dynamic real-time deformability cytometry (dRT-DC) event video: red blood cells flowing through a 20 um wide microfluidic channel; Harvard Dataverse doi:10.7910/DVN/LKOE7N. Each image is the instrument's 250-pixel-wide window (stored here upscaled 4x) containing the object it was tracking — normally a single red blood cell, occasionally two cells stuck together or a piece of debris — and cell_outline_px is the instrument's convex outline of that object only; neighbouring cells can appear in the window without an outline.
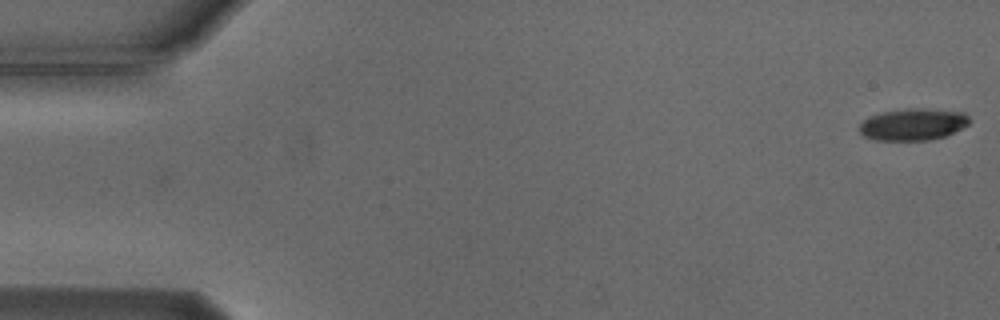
{"species": "Egyptian fruit bat (a non-hibernating species)", "species_latin": "Rousettus aegyptiacus", "temperature_condition": "cold", "stored_images_in_passage": 55, "camera_frame_rate_fps": 3000, "um_per_image_px": 0.085, "animal": {"sex": "male"}, "frame": {"image": 1, "passage_image": 1, "time_ms": 0.0, "image_size_px": [1000, 320], "cell_outline_px": [[968, 124], [944, 136], [928, 140], [876, 140], [864, 136], [860, 132], [860, 124], [868, 116], [884, 112], [908, 108], [928, 108], [964, 112], [968, 116]], "centroid_in_image_um": [77.59, 10.56], "position_along_channel_um": 7.4, "area_um2": 20.23}}
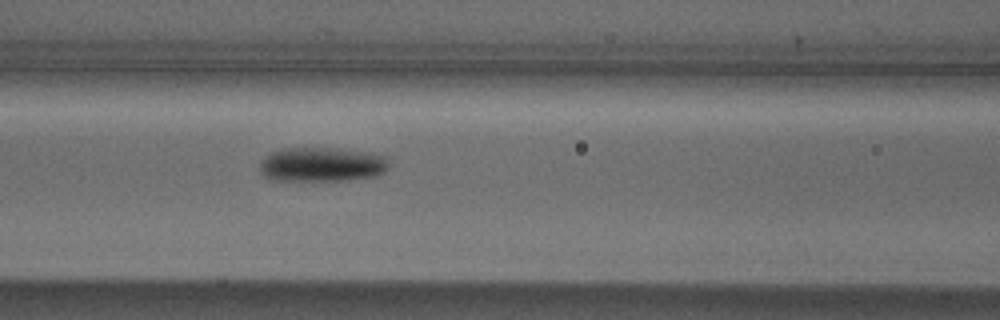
{"frame": {"image": 2, "passage_image": 23, "time_ms": 7.333, "image_size_px": [1000, 320], "cell_outline_px": [[388, 168], [384, 172], [372, 176], [340, 180], [272, 180], [264, 176], [260, 172], [260, 160], [264, 156], [280, 148], [340, 148], [368, 152], [384, 156], [388, 160]], "centroid_in_image_um": [27.3, 13.96], "position_along_channel_um": 139.3, "area_um2": 25.89}}
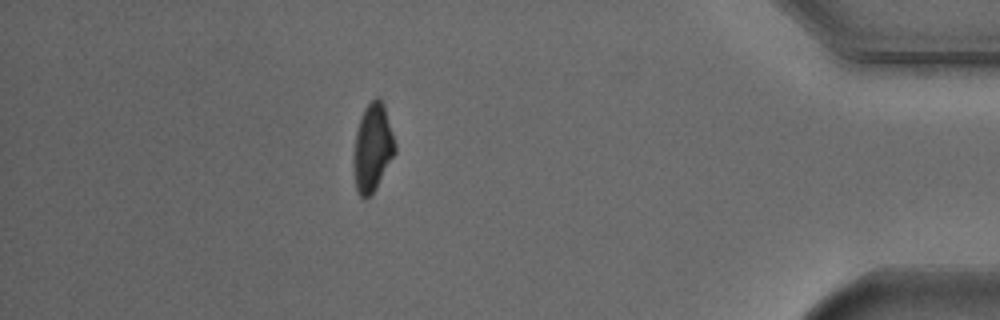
{"frame": {"image": 3, "passage_image": 48, "time_ms": 15.667, "image_size_px": [1000, 320], "cell_outline_px": [[396, 152], [376, 188], [364, 200], [356, 192], [352, 164], [352, 156], [356, 132], [364, 108], [376, 96], [380, 96], [384, 104], [396, 144]], "centroid_in_image_um": [31.65, 12.56], "position_along_channel_um": 403.5, "area_um2": 21.5}, "authors_computed_cell_mechanics": {"area_um2": 22.4842, "velocity_mm_per_s": 3.7507, "shape_relaxation_time_tau1_ms": 2.8773, "shape_relaxation_time_tau2_ms": null, "deformation_change_tau1": 0.104, "deformation_change_tau2": null}}